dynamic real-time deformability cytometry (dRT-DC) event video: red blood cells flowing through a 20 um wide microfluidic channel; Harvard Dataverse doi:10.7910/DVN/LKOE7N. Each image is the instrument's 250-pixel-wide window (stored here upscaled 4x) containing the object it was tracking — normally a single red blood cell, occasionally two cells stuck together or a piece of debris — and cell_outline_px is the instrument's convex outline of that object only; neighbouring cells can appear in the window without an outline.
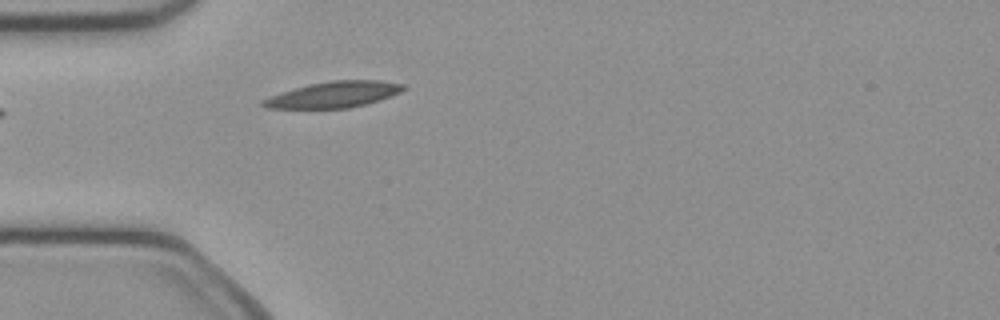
{"species": "common noctule bat (a hibernating species)", "species_latin": "Nyctalus noctula", "temperature_condition": "cold", "stored_images_in_passage": 37, "camera_frame_rate_fps": 3000, "um_per_image_px": 0.085, "animal": {"sex": "female", "body_mass_g": 21.9}, "frame": {"image": 1, "passage_image": 1, "time_ms": 0.0, "image_size_px": [1000, 320], "cell_outline_px": [[408, 88], [392, 96], [380, 100], [348, 108], [268, 108], [260, 104], [260, 100], [280, 92], [308, 84], [328, 80], [380, 80], [404, 84]], "centroid_in_image_um": [28.38, 8.02], "position_along_channel_um": 56.6, "area_um2": 21.44}}
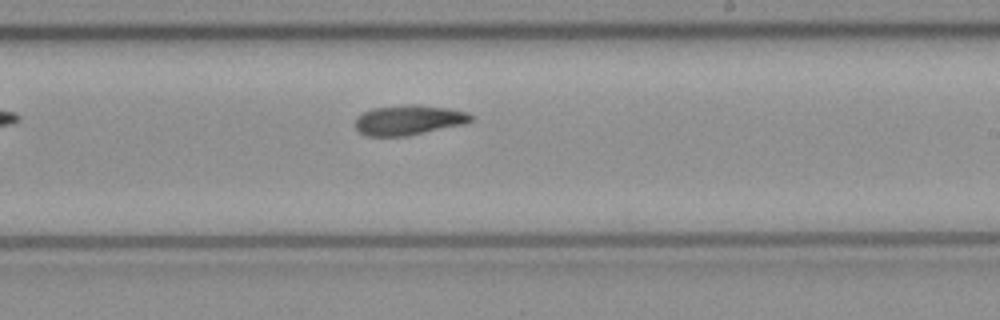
{"frame": {"image": 2, "passage_image": 16, "time_ms": 5.0, "image_size_px": [1000, 320], "cell_outline_px": [[472, 120], [464, 124], [404, 136], [368, 136], [360, 132], [352, 124], [356, 116], [372, 108], [412, 104], [448, 108], [468, 112], [472, 116]], "centroid_in_image_um": [34.69, 10.2], "position_along_channel_um": 254.3, "area_um2": 20.11}}
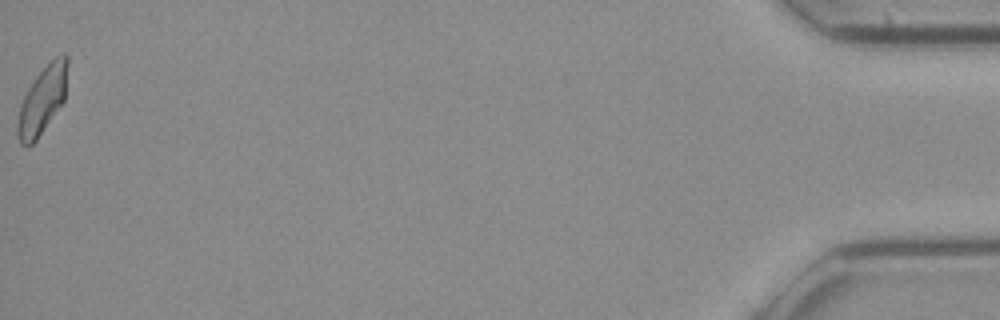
{"frame": {"image": 3, "passage_image": 37, "time_ms": 12.0, "image_size_px": [1000, 320], "cell_outline_px": [[68, 64], [64, 100], [36, 140], [32, 144], [20, 144], [16, 136], [16, 124], [20, 104], [28, 88], [36, 76], [56, 56], [64, 52], [68, 56]], "centroid_in_image_um": [3.58, 8.5], "position_along_channel_um": 431.6, "area_um2": 19.48}}